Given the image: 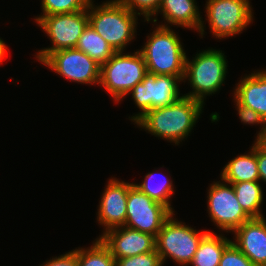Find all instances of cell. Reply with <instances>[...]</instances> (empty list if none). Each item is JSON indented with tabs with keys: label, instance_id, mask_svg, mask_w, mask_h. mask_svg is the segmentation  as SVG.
Returning <instances> with one entry per match:
<instances>
[{
	"label": "cell",
	"instance_id": "1",
	"mask_svg": "<svg viewBox=\"0 0 266 266\" xmlns=\"http://www.w3.org/2000/svg\"><path fill=\"white\" fill-rule=\"evenodd\" d=\"M204 104L183 96L165 107L146 112L135 124L155 137L179 145L193 130Z\"/></svg>",
	"mask_w": 266,
	"mask_h": 266
},
{
	"label": "cell",
	"instance_id": "2",
	"mask_svg": "<svg viewBox=\"0 0 266 266\" xmlns=\"http://www.w3.org/2000/svg\"><path fill=\"white\" fill-rule=\"evenodd\" d=\"M87 11L88 23L115 52L124 51L135 38L138 15L119 0H108L98 6L92 0Z\"/></svg>",
	"mask_w": 266,
	"mask_h": 266
},
{
	"label": "cell",
	"instance_id": "3",
	"mask_svg": "<svg viewBox=\"0 0 266 266\" xmlns=\"http://www.w3.org/2000/svg\"><path fill=\"white\" fill-rule=\"evenodd\" d=\"M140 49L147 73L184 77L186 52L173 29L158 25Z\"/></svg>",
	"mask_w": 266,
	"mask_h": 266
},
{
	"label": "cell",
	"instance_id": "4",
	"mask_svg": "<svg viewBox=\"0 0 266 266\" xmlns=\"http://www.w3.org/2000/svg\"><path fill=\"white\" fill-rule=\"evenodd\" d=\"M227 62L225 53L220 49L208 48L197 53L190 61L186 56L183 81L188 80L193 90L183 96L205 104L206 96L215 94L224 85L228 70Z\"/></svg>",
	"mask_w": 266,
	"mask_h": 266
},
{
	"label": "cell",
	"instance_id": "5",
	"mask_svg": "<svg viewBox=\"0 0 266 266\" xmlns=\"http://www.w3.org/2000/svg\"><path fill=\"white\" fill-rule=\"evenodd\" d=\"M146 74V63L139 49L134 53L115 52L100 66L99 86L102 85L101 87L118 103L144 79Z\"/></svg>",
	"mask_w": 266,
	"mask_h": 266
},
{
	"label": "cell",
	"instance_id": "6",
	"mask_svg": "<svg viewBox=\"0 0 266 266\" xmlns=\"http://www.w3.org/2000/svg\"><path fill=\"white\" fill-rule=\"evenodd\" d=\"M174 217L175 213H172L155 237L156 251L163 265L169 257L179 265L188 266L198 250L201 239L209 231L199 232Z\"/></svg>",
	"mask_w": 266,
	"mask_h": 266
},
{
	"label": "cell",
	"instance_id": "7",
	"mask_svg": "<svg viewBox=\"0 0 266 266\" xmlns=\"http://www.w3.org/2000/svg\"><path fill=\"white\" fill-rule=\"evenodd\" d=\"M34 20L52 43L51 47L41 49L35 55L36 60L42 63L54 51L76 48L84 28L88 25V11L37 16Z\"/></svg>",
	"mask_w": 266,
	"mask_h": 266
},
{
	"label": "cell",
	"instance_id": "8",
	"mask_svg": "<svg viewBox=\"0 0 266 266\" xmlns=\"http://www.w3.org/2000/svg\"><path fill=\"white\" fill-rule=\"evenodd\" d=\"M205 5V20L216 39H226L242 33L253 23V10L249 0H207Z\"/></svg>",
	"mask_w": 266,
	"mask_h": 266
},
{
	"label": "cell",
	"instance_id": "9",
	"mask_svg": "<svg viewBox=\"0 0 266 266\" xmlns=\"http://www.w3.org/2000/svg\"><path fill=\"white\" fill-rule=\"evenodd\" d=\"M183 78L147 73L144 79L127 94L132 95L137 108L140 109L138 114L129 117L130 120L135 123L149 110L165 107L178 101L182 97L178 82H182Z\"/></svg>",
	"mask_w": 266,
	"mask_h": 266
},
{
	"label": "cell",
	"instance_id": "10",
	"mask_svg": "<svg viewBox=\"0 0 266 266\" xmlns=\"http://www.w3.org/2000/svg\"><path fill=\"white\" fill-rule=\"evenodd\" d=\"M207 211L212 222L224 232H234L251 217L240 206L232 184L222 179L210 185Z\"/></svg>",
	"mask_w": 266,
	"mask_h": 266
},
{
	"label": "cell",
	"instance_id": "11",
	"mask_svg": "<svg viewBox=\"0 0 266 266\" xmlns=\"http://www.w3.org/2000/svg\"><path fill=\"white\" fill-rule=\"evenodd\" d=\"M171 215L166 206L155 202L133 184L129 187L124 226L156 237Z\"/></svg>",
	"mask_w": 266,
	"mask_h": 266
},
{
	"label": "cell",
	"instance_id": "12",
	"mask_svg": "<svg viewBox=\"0 0 266 266\" xmlns=\"http://www.w3.org/2000/svg\"><path fill=\"white\" fill-rule=\"evenodd\" d=\"M41 64L69 81L99 85L100 65L77 48L54 51Z\"/></svg>",
	"mask_w": 266,
	"mask_h": 266
},
{
	"label": "cell",
	"instance_id": "13",
	"mask_svg": "<svg viewBox=\"0 0 266 266\" xmlns=\"http://www.w3.org/2000/svg\"><path fill=\"white\" fill-rule=\"evenodd\" d=\"M133 183L111 178L106 184L98 205L97 221L107 231L122 227L126 222V204L129 187Z\"/></svg>",
	"mask_w": 266,
	"mask_h": 266
},
{
	"label": "cell",
	"instance_id": "14",
	"mask_svg": "<svg viewBox=\"0 0 266 266\" xmlns=\"http://www.w3.org/2000/svg\"><path fill=\"white\" fill-rule=\"evenodd\" d=\"M98 238L109 248L114 259L132 257L156 249L155 236L126 226L111 229Z\"/></svg>",
	"mask_w": 266,
	"mask_h": 266
},
{
	"label": "cell",
	"instance_id": "15",
	"mask_svg": "<svg viewBox=\"0 0 266 266\" xmlns=\"http://www.w3.org/2000/svg\"><path fill=\"white\" fill-rule=\"evenodd\" d=\"M232 234L236 247L255 266H266V218H251Z\"/></svg>",
	"mask_w": 266,
	"mask_h": 266
},
{
	"label": "cell",
	"instance_id": "16",
	"mask_svg": "<svg viewBox=\"0 0 266 266\" xmlns=\"http://www.w3.org/2000/svg\"><path fill=\"white\" fill-rule=\"evenodd\" d=\"M158 13L162 14L164 21L167 22L161 26L169 27L170 24L174 27L197 30L203 38L205 23L195 0H161Z\"/></svg>",
	"mask_w": 266,
	"mask_h": 266
},
{
	"label": "cell",
	"instance_id": "17",
	"mask_svg": "<svg viewBox=\"0 0 266 266\" xmlns=\"http://www.w3.org/2000/svg\"><path fill=\"white\" fill-rule=\"evenodd\" d=\"M233 95L239 104L252 108L266 121V69L241 77Z\"/></svg>",
	"mask_w": 266,
	"mask_h": 266
},
{
	"label": "cell",
	"instance_id": "18",
	"mask_svg": "<svg viewBox=\"0 0 266 266\" xmlns=\"http://www.w3.org/2000/svg\"><path fill=\"white\" fill-rule=\"evenodd\" d=\"M249 153L238 155L230 160L221 171V179L229 184L244 181H260L257 163V141Z\"/></svg>",
	"mask_w": 266,
	"mask_h": 266
},
{
	"label": "cell",
	"instance_id": "19",
	"mask_svg": "<svg viewBox=\"0 0 266 266\" xmlns=\"http://www.w3.org/2000/svg\"><path fill=\"white\" fill-rule=\"evenodd\" d=\"M232 242V239L222 235L208 232L199 244L198 250L194 254L189 265L192 266H219L221 256L225 248Z\"/></svg>",
	"mask_w": 266,
	"mask_h": 266
},
{
	"label": "cell",
	"instance_id": "20",
	"mask_svg": "<svg viewBox=\"0 0 266 266\" xmlns=\"http://www.w3.org/2000/svg\"><path fill=\"white\" fill-rule=\"evenodd\" d=\"M77 49L86 53L100 66L105 64L115 50L88 23L79 38Z\"/></svg>",
	"mask_w": 266,
	"mask_h": 266
},
{
	"label": "cell",
	"instance_id": "21",
	"mask_svg": "<svg viewBox=\"0 0 266 266\" xmlns=\"http://www.w3.org/2000/svg\"><path fill=\"white\" fill-rule=\"evenodd\" d=\"M261 181H244L232 183L236 198L243 210L251 218H261L264 215L261 213L263 203V190Z\"/></svg>",
	"mask_w": 266,
	"mask_h": 266
},
{
	"label": "cell",
	"instance_id": "22",
	"mask_svg": "<svg viewBox=\"0 0 266 266\" xmlns=\"http://www.w3.org/2000/svg\"><path fill=\"white\" fill-rule=\"evenodd\" d=\"M144 178L141 184L133 183V185L155 202L166 206L174 214V208L171 207L170 201L171 196L174 194L172 180L168 177L164 179L162 176L161 178L163 179L156 182L157 179L154 180L156 178L154 172L147 173Z\"/></svg>",
	"mask_w": 266,
	"mask_h": 266
},
{
	"label": "cell",
	"instance_id": "23",
	"mask_svg": "<svg viewBox=\"0 0 266 266\" xmlns=\"http://www.w3.org/2000/svg\"><path fill=\"white\" fill-rule=\"evenodd\" d=\"M87 248V249H86ZM76 248L78 266H116L109 248L100 238H96L90 247Z\"/></svg>",
	"mask_w": 266,
	"mask_h": 266
},
{
	"label": "cell",
	"instance_id": "24",
	"mask_svg": "<svg viewBox=\"0 0 266 266\" xmlns=\"http://www.w3.org/2000/svg\"><path fill=\"white\" fill-rule=\"evenodd\" d=\"M91 1L92 0H41L42 13L39 16L87 10Z\"/></svg>",
	"mask_w": 266,
	"mask_h": 266
},
{
	"label": "cell",
	"instance_id": "25",
	"mask_svg": "<svg viewBox=\"0 0 266 266\" xmlns=\"http://www.w3.org/2000/svg\"><path fill=\"white\" fill-rule=\"evenodd\" d=\"M125 7H127L131 12L142 15L145 20L144 21H151L154 22L156 25L157 23V12L159 10L161 0H119ZM140 11V12H138ZM155 16V18H152Z\"/></svg>",
	"mask_w": 266,
	"mask_h": 266
},
{
	"label": "cell",
	"instance_id": "26",
	"mask_svg": "<svg viewBox=\"0 0 266 266\" xmlns=\"http://www.w3.org/2000/svg\"><path fill=\"white\" fill-rule=\"evenodd\" d=\"M116 266H163L156 249L132 257L115 259Z\"/></svg>",
	"mask_w": 266,
	"mask_h": 266
},
{
	"label": "cell",
	"instance_id": "27",
	"mask_svg": "<svg viewBox=\"0 0 266 266\" xmlns=\"http://www.w3.org/2000/svg\"><path fill=\"white\" fill-rule=\"evenodd\" d=\"M219 266H255L236 245L231 242L224 250Z\"/></svg>",
	"mask_w": 266,
	"mask_h": 266
},
{
	"label": "cell",
	"instance_id": "28",
	"mask_svg": "<svg viewBox=\"0 0 266 266\" xmlns=\"http://www.w3.org/2000/svg\"><path fill=\"white\" fill-rule=\"evenodd\" d=\"M233 100L238 111L239 119L241 120V122H243V124L261 125L262 128L260 131H258L259 133L257 134L255 139V141H259L266 131V121L252 108L239 104L235 99Z\"/></svg>",
	"mask_w": 266,
	"mask_h": 266
},
{
	"label": "cell",
	"instance_id": "29",
	"mask_svg": "<svg viewBox=\"0 0 266 266\" xmlns=\"http://www.w3.org/2000/svg\"><path fill=\"white\" fill-rule=\"evenodd\" d=\"M40 266H78L77 254L74 250H71L58 257L50 258Z\"/></svg>",
	"mask_w": 266,
	"mask_h": 266
},
{
	"label": "cell",
	"instance_id": "30",
	"mask_svg": "<svg viewBox=\"0 0 266 266\" xmlns=\"http://www.w3.org/2000/svg\"><path fill=\"white\" fill-rule=\"evenodd\" d=\"M257 163L260 180L266 184V148L257 141Z\"/></svg>",
	"mask_w": 266,
	"mask_h": 266
},
{
	"label": "cell",
	"instance_id": "31",
	"mask_svg": "<svg viewBox=\"0 0 266 266\" xmlns=\"http://www.w3.org/2000/svg\"><path fill=\"white\" fill-rule=\"evenodd\" d=\"M6 51H7V46L3 41V39L0 38V64L3 62L5 56L7 55Z\"/></svg>",
	"mask_w": 266,
	"mask_h": 266
},
{
	"label": "cell",
	"instance_id": "32",
	"mask_svg": "<svg viewBox=\"0 0 266 266\" xmlns=\"http://www.w3.org/2000/svg\"><path fill=\"white\" fill-rule=\"evenodd\" d=\"M264 148H266V131L264 132V135L262 138L258 141Z\"/></svg>",
	"mask_w": 266,
	"mask_h": 266
}]
</instances>
